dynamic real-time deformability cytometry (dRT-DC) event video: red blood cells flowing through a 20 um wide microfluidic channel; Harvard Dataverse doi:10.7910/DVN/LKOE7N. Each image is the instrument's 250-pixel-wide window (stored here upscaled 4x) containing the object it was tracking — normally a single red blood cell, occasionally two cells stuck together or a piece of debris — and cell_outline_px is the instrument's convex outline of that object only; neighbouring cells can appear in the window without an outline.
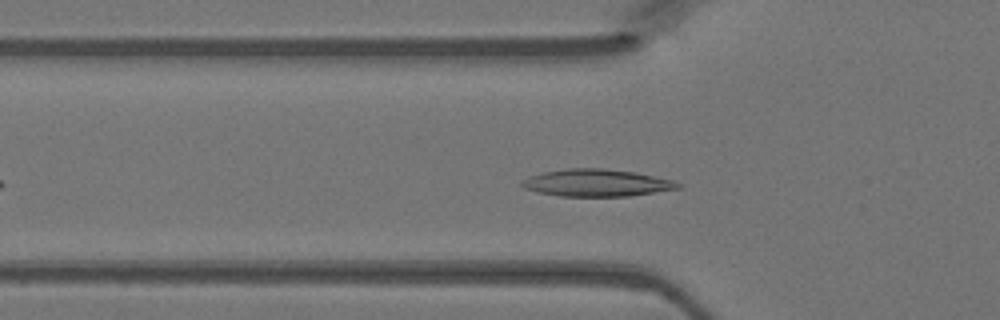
{"species": "Egyptian fruit bat (a non-hibernating species)", "species_latin": "Rousettus aegyptiacus", "temperature_condition": "warm", "stored_images_in_passage": 42, "camera_frame_rate_fps": 3000, "um_per_image_px": 0.085, "animal": {"sex": "female"}, "frame": {"image": 1, "passage_image": 13, "time_ms": 4.0, "image_size_px": [1000, 320], "cell_outline_px": [[684, 188], [628, 196], [560, 196], [536, 192], [524, 188], [520, 184], [520, 180], [528, 176], [544, 172], [568, 168], [600, 168], [636, 172], [672, 180], [684, 184]], "centroid_in_image_um": [50.72, 15.54], "position_along_channel_um": 75.1, "area_um2": 24.97}}
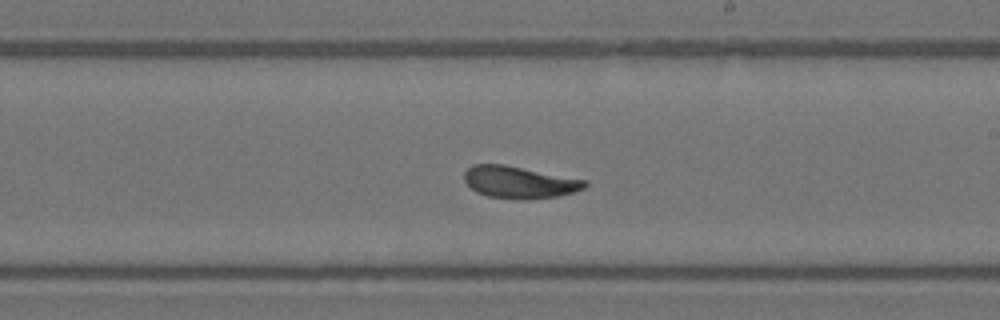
{"frame": {"image": 2, "passage_image": 25, "time_ms": 8.0, "image_size_px": [1000, 320], "cell_outline_px": [[588, 184], [584, 188], [572, 192], [556, 196], [488, 196], [476, 192], [464, 180], [464, 172], [472, 164], [504, 164], [588, 180]], "centroid_in_image_um": [44.13, 15.42], "position_along_channel_um": 244.9, "area_um2": 21.5}}
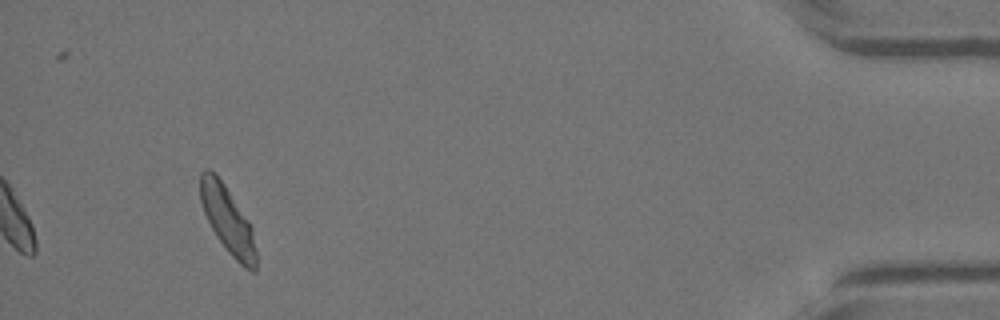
{"frame": {"image": 3, "passage_image": 42, "time_ms": 13.667, "image_size_px": [1000, 320], "cell_outline_px": [[256, 272], [252, 272], [244, 268], [228, 252], [216, 236], [204, 212], [200, 200], [200, 172], [204, 168], [208, 168], [224, 184], [248, 220], [252, 228], [256, 252]], "centroid_in_image_um": [19.35, 18.72], "position_along_channel_um": 415.9, "area_um2": 21.5}}